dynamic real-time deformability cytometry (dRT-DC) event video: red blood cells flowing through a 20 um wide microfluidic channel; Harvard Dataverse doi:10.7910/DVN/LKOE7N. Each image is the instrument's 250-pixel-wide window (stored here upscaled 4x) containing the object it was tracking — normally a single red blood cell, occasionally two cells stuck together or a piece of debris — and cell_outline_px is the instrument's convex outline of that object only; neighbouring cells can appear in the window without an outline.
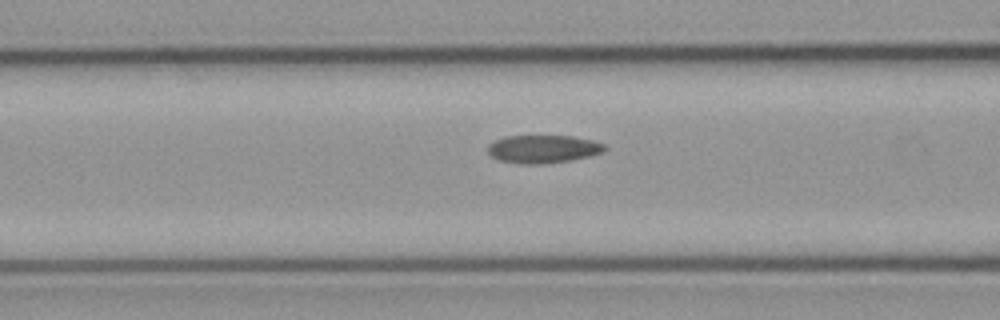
{"species": "common noctule bat (a hibernating species)", "species_latin": "Nyctalus noctula", "temperature_condition": "cold", "stored_images_in_passage": 18, "camera_frame_rate_fps": 3000, "um_per_image_px": 0.085, "animal": {"sex": "male", "body_mass_g": 23.1, "forearm_length_mm": 52.7}, "frame": {"image": 1, "passage_image": 16, "time_ms": 5.0, "image_size_px": [1000, 320], "cell_outline_px": [[604, 148], [600, 152], [588, 156], [568, 160], [544, 164], [520, 164], [500, 160], [492, 156], [488, 152], [488, 144], [504, 136], [572, 136], [592, 140], [604, 144]], "centroid_in_image_um": [46.1, 12.66], "position_along_channel_um": 120.5, "area_um2": 18.79}}